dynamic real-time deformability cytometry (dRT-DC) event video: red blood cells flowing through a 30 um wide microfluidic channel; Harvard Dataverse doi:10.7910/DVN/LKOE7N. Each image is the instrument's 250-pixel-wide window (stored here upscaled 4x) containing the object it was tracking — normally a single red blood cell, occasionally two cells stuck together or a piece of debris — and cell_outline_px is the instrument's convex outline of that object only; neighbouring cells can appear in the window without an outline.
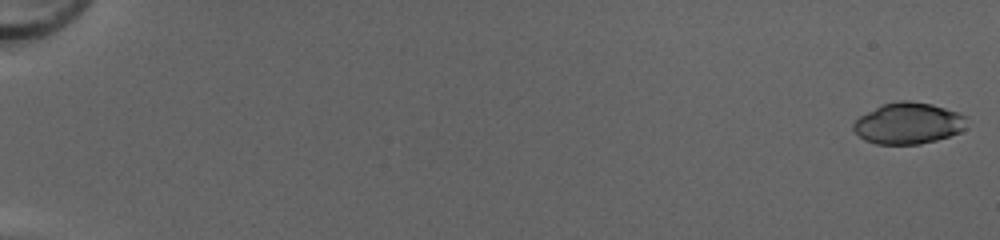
{"species": "common noctule bat (a hibernating species)", "species_latin": "Nyctalus noctula", "temperature_condition": "cold", "stored_images_in_passage": 51, "camera_frame_rate_fps": 3000, "um_per_image_px": 0.085, "animal": {"sex": "female", "body_mass_g": 20.0, "forearm_length_mm": 54.0}, "frame": {"image": 1, "passage_image": 1, "time_ms": 0.0, "image_size_px": [1000, 240], "cell_outline_px": [[964, 128], [960, 132], [936, 140], [920, 144], [876, 144], [864, 140], [852, 128], [852, 124], [860, 116], [880, 104], [900, 100], [908, 100], [932, 104], [956, 112], [964, 116]], "centroid_in_image_um": [77.15, 10.48], "position_along_channel_um": 7.9, "area_um2": 27.11}}
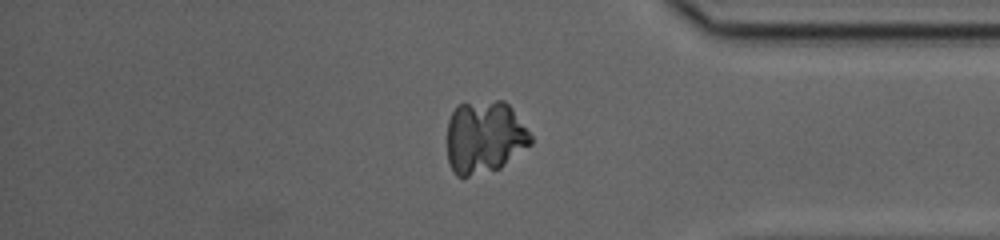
{"frame": {"image": 2, "passage_image": 44, "time_ms": 14.333, "image_size_px": [1000, 240], "cell_outline_px": [[532, 144], [500, 168], [468, 176], [456, 176], [452, 172], [448, 160], [448, 120], [452, 112], [460, 104], [496, 100], [504, 100], [512, 108], [532, 136]], "centroid_in_image_um": [41.19, 11.66], "position_along_channel_um": 394.0, "area_um2": 35.37}}
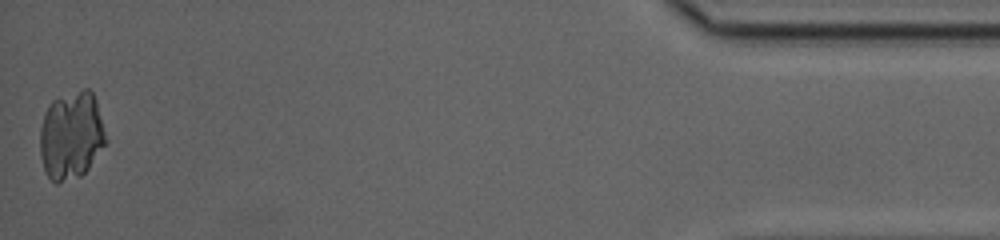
{"frame": {"image": 3, "passage_image": 51, "time_ms": 16.667, "image_size_px": [1000, 240], "cell_outline_px": [[108, 140], [88, 168], [80, 176], [56, 184], [48, 176], [44, 168], [40, 156], [40, 128], [44, 112], [52, 100], [84, 88], [88, 88], [92, 92], [96, 100]], "centroid_in_image_um": [6.05, 11.51], "position_along_channel_um": 429.1, "area_um2": 33.81}}